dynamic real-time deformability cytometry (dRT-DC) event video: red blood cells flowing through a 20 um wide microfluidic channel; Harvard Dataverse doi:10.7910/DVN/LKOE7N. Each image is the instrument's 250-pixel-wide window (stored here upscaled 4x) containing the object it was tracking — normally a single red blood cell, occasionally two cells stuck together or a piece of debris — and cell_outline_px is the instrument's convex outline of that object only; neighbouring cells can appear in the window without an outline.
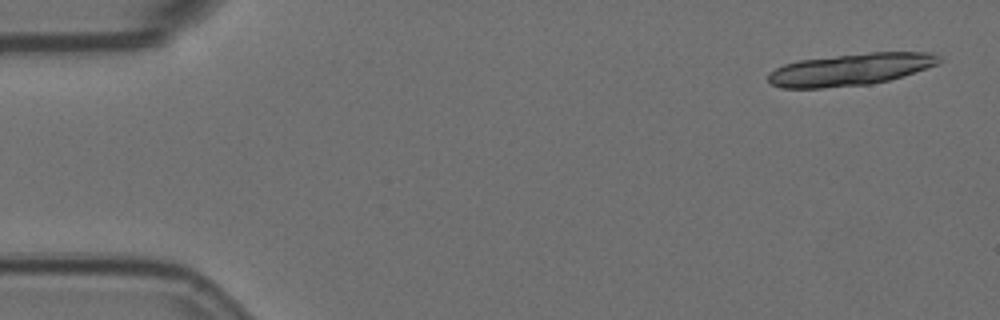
{"species": "Egyptian fruit bat (a non-hibernating species)", "species_latin": "Rousettus aegyptiacus", "temperature_condition": "room temperature", "stored_images_in_passage": 15, "camera_frame_rate_fps": 3000, "um_per_image_px": 0.085, "animal": {"sex": "female"}, "frame": {"image": 1, "passage_image": 1, "time_ms": 0.0, "image_size_px": [1000, 320], "cell_outline_px": [[944, 60], [940, 64], [904, 76], [888, 80], [868, 84], [820, 88], [780, 88], [772, 84], [768, 80], [768, 72], [784, 64], [800, 60], [872, 52], [932, 52], [940, 56]], "centroid_in_image_um": [72.34, 5.9], "position_along_channel_um": 12.7, "area_um2": 31.96}}
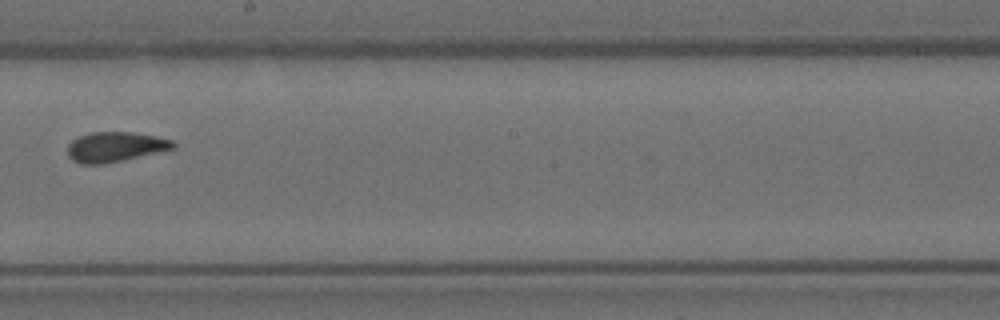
{"frame": {"image": 2, "passage_image": 9, "time_ms": 2.667, "image_size_px": [1000, 320], "cell_outline_px": [[176, 148], [104, 164], [80, 164], [72, 160], [68, 156], [68, 144], [72, 140], [88, 132], [132, 132], [156, 136], [172, 140], [176, 144]], "centroid_in_image_um": [9.78, 12.48], "position_along_channel_um": 238.4, "area_um2": 18.44}}
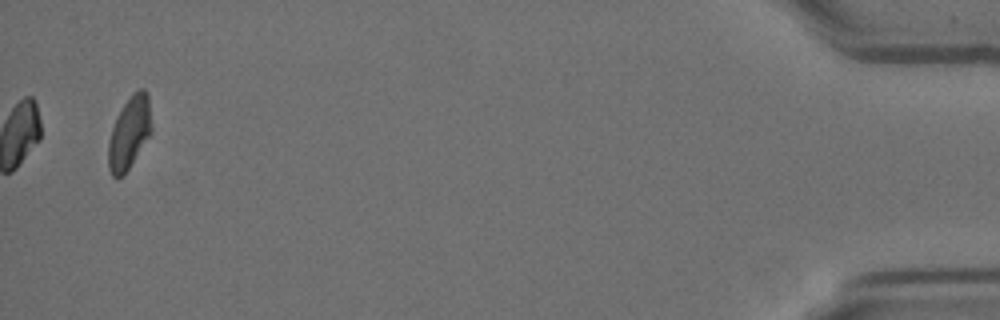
{"frame": {"image": 3, "passage_image": 15, "time_ms": 4.667, "image_size_px": [1000, 320], "cell_outline_px": [[152, 132], [128, 168], [120, 176], [112, 176], [108, 168], [108, 144], [112, 128], [124, 104], [132, 92], [140, 88], [144, 88], [148, 92], [152, 124]], "centroid_in_image_um": [11.02, 11.23], "position_along_channel_um": 424.2, "area_um2": 17.98}}